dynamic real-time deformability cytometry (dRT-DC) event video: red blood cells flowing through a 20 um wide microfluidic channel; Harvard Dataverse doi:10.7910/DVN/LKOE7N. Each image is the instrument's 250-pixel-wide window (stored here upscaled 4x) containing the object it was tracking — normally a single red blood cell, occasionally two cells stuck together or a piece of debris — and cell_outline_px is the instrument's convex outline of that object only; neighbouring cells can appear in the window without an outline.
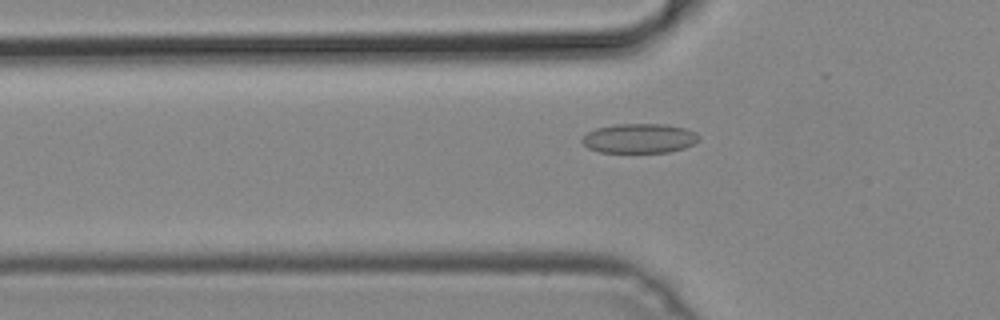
{"species": "common noctule bat (a hibernating species)", "species_latin": "Nyctalus noctula", "temperature_condition": "cold", "stored_images_in_passage": 48, "camera_frame_rate_fps": 3000, "um_per_image_px": 0.085, "animal": {"sex": "male", "body_mass_g": 19.2, "forearm_length_mm": 51.8}, "frame": {"image": 1, "passage_image": 17, "time_ms": 5.333, "image_size_px": [1000, 320], "cell_outline_px": [[700, 140], [684, 148], [668, 152], [600, 152], [588, 148], [580, 140], [588, 132], [596, 128], [616, 124], [664, 124], [684, 128], [700, 136]], "centroid_in_image_um": [54.33, 11.76], "position_along_channel_um": 71.5, "area_um2": 19.94}}
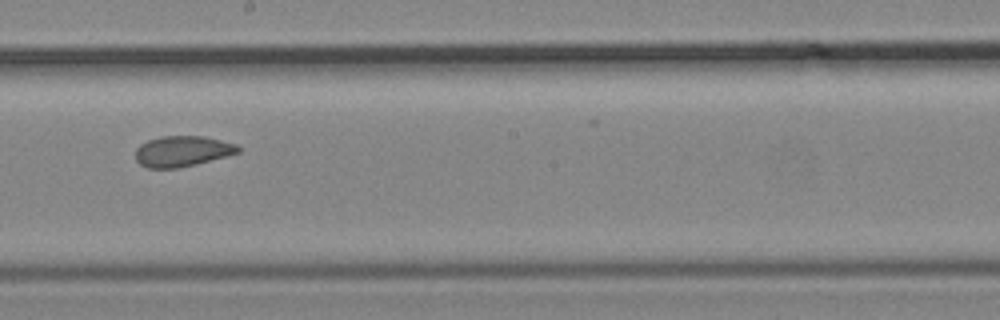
{"frame": {"image": 2, "passage_image": 29, "time_ms": 9.333, "image_size_px": [1000, 320], "cell_outline_px": [[240, 152], [196, 164], [180, 168], [148, 168], [140, 164], [136, 160], [136, 148], [140, 144], [148, 140], [160, 136], [204, 136], [236, 144], [240, 148]], "centroid_in_image_um": [15.47, 12.85], "position_along_channel_um": 232.7, "area_um2": 18.32}}
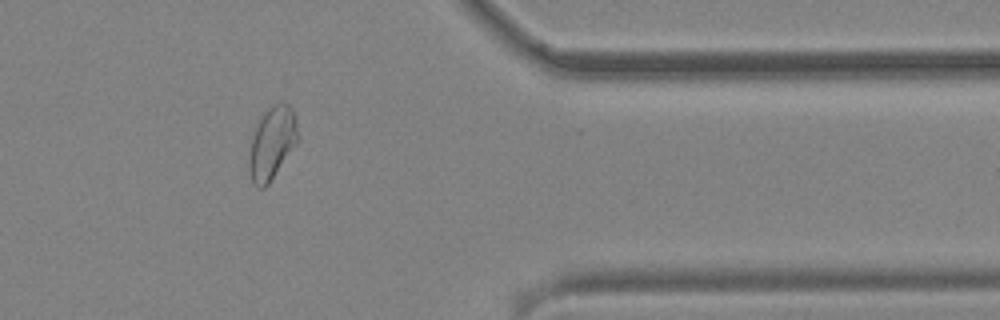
{"frame": {"image": 3, "passage_image": 42, "time_ms": 13.667, "image_size_px": [1000, 320], "cell_outline_px": [[300, 140], [268, 184], [264, 188], [260, 188], [252, 180], [248, 168], [248, 160], [252, 136], [260, 112], [272, 104], [288, 104], [292, 108], [296, 120], [300, 136]], "centroid_in_image_um": [23.13, 12.11], "position_along_channel_um": 388.3, "area_um2": 21.04}}